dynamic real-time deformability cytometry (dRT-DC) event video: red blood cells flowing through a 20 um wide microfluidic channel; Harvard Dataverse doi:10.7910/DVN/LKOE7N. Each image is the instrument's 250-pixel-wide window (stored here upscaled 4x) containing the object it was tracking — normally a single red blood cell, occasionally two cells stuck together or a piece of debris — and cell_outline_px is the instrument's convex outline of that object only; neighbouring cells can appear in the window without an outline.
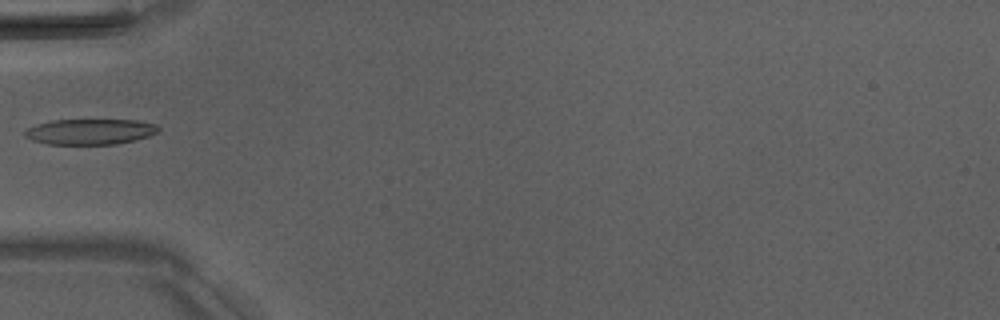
{"species": "Egyptian fruit bat (a non-hibernating species)", "species_latin": "Rousettus aegyptiacus", "temperature_condition": "room temperature", "stored_images_in_passage": 7, "camera_frame_rate_fps": 3000, "um_per_image_px": 0.085, "animal": {"sex": "male"}, "frame": {"image": 1, "passage_image": 6, "time_ms": 5.667, "image_size_px": [1000, 320], "cell_outline_px": [[160, 128], [156, 132], [148, 136], [116, 144], [48, 144], [32, 140], [24, 136], [24, 132], [28, 128], [36, 124], [52, 120], [136, 120], [156, 124]], "centroid_in_image_um": [7.63, 11.19], "position_along_channel_um": 77.4, "area_um2": 19.77}}